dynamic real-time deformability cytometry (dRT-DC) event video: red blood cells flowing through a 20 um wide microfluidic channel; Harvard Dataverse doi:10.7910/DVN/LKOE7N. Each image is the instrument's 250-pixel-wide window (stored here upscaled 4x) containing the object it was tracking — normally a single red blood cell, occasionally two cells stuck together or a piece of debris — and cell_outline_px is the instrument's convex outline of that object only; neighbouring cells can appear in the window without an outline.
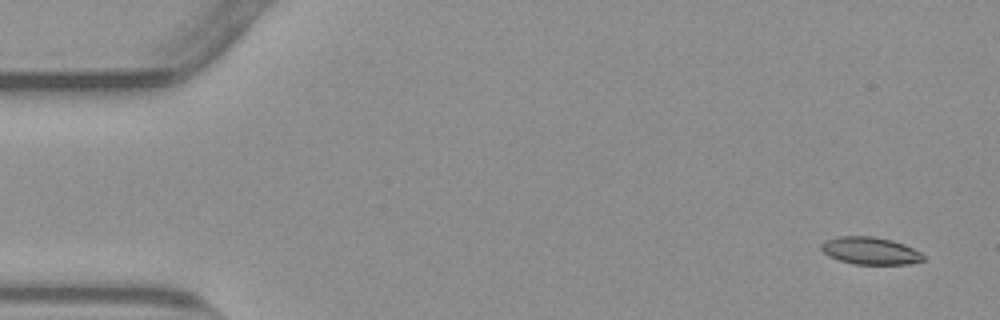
{"species": "common noctule bat (a hibernating species)", "species_latin": "Nyctalus noctula", "temperature_condition": "warm", "stored_images_in_passage": 56, "segment_of_instrument_passage": [1, 2], "camera_frame_rate_fps": 3000, "um_per_image_px": 0.085, "animal": {"sex": "male", "body_mass_g": 23.1, "forearm_length_mm": 52.7}, "frame": {"image": 1, "passage_image": 3, "time_ms": 0.667, "image_size_px": [1000, 320], "cell_outline_px": [[924, 260], [908, 264], [856, 264], [840, 260], [828, 256], [820, 248], [820, 244], [824, 240], [836, 236], [872, 236], [892, 240], [904, 244], [920, 252], [924, 256]], "centroid_in_image_um": [73.94, 21.3], "position_along_channel_um": 11.1, "area_um2": 16.3}}
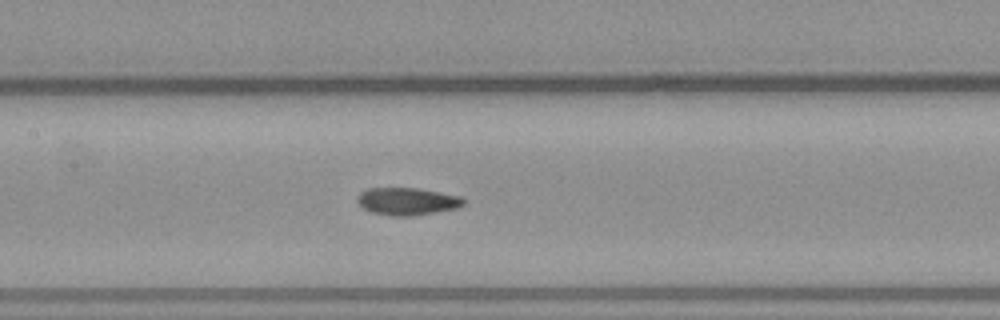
{"frame": {"image": 2, "passage_image": 26, "time_ms": 8.333, "image_size_px": [1000, 320], "cell_outline_px": [[464, 204], [456, 208], [412, 216], [388, 216], [368, 212], [356, 200], [356, 196], [360, 192], [368, 188], [416, 188], [460, 196], [464, 200]], "centroid_in_image_um": [34.54, 17.12], "position_along_channel_um": 172.9, "area_um2": 16.99}}
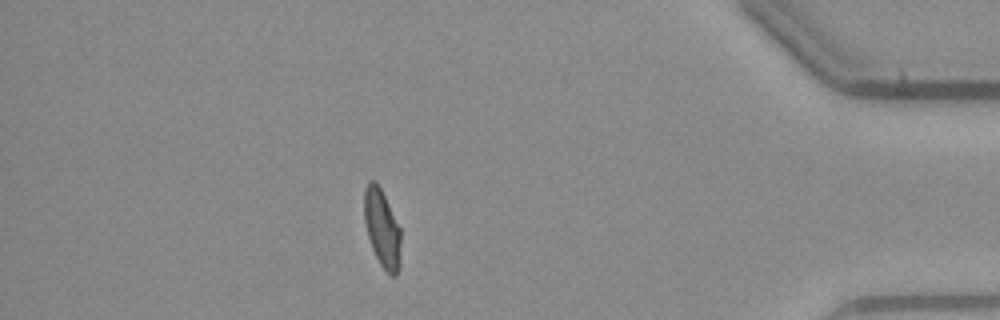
{"frame": {"image": 3, "passage_image": 48, "time_ms": 15.667, "image_size_px": [1000, 320], "cell_outline_px": [[400, 268], [396, 276], [392, 276], [380, 264], [372, 248], [368, 236], [364, 220], [364, 188], [368, 180], [376, 180], [400, 228]], "centroid_in_image_um": [32.47, 19.4], "position_along_channel_um": 402.7, "area_um2": 16.53}}